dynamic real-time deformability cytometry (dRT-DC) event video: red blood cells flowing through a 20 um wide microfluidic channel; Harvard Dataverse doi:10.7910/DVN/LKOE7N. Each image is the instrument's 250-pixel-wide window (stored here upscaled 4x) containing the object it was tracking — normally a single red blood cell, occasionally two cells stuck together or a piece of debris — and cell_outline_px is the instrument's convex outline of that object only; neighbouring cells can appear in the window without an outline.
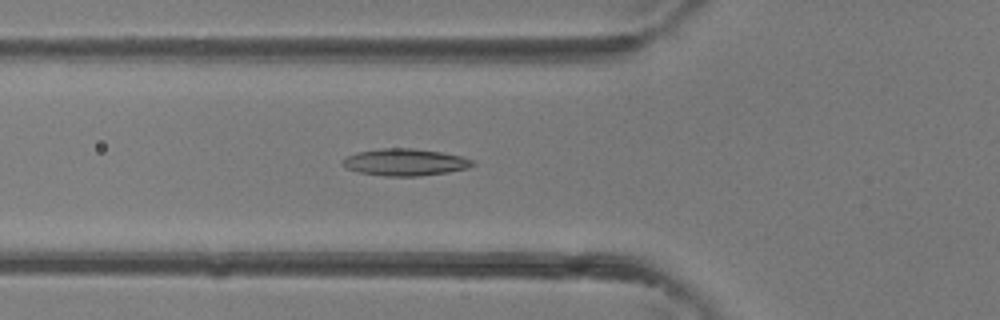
{"species": "common noctule bat (a hibernating species)", "species_latin": "Nyctalus noctula", "temperature_condition": "room temperature", "stored_images_in_passage": 36, "camera_frame_rate_fps": 3000, "um_per_image_px": 0.085, "animal": {"sex": "female"}, "frame": {"image": 1, "passage_image": 13, "time_ms": 4.0, "image_size_px": [1000, 320], "cell_outline_px": [[476, 164], [468, 168], [448, 172], [420, 176], [384, 176], [360, 172], [344, 168], [340, 164], [344, 156], [356, 152], [380, 148], [412, 148], [440, 152], [460, 156], [472, 160]], "centroid_in_image_um": [34.36, 13.78], "position_along_channel_um": 91.4, "area_um2": 20.58}}
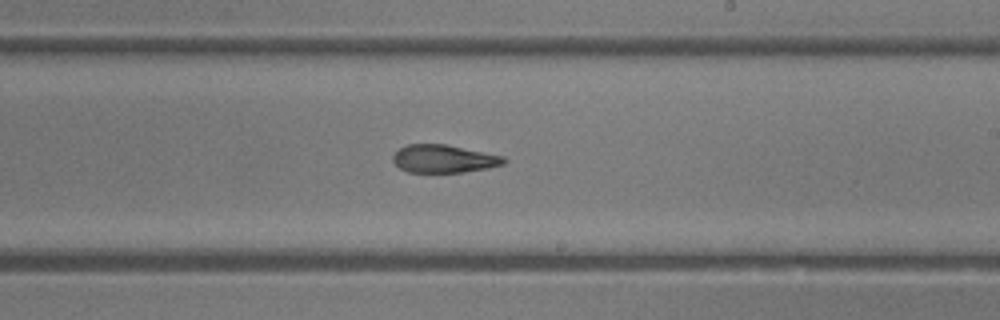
{"frame": {"image": 2, "passage_image": 22, "time_ms": 7.0, "image_size_px": [1000, 320], "cell_outline_px": [[508, 160], [504, 164], [488, 168], [464, 172], [408, 172], [400, 168], [392, 160], [392, 156], [400, 148], [408, 144], [444, 144], [504, 156]], "centroid_in_image_um": [37.74, 13.5], "position_along_channel_um": 251.3, "area_um2": 17.98}}
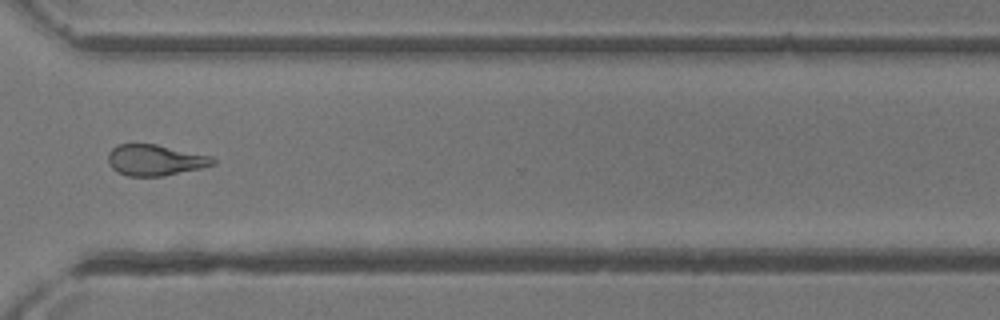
{"frame": {"image": 3, "passage_image": 28, "time_ms": 9.0, "image_size_px": [1000, 320], "cell_outline_px": [[216, 164], [200, 168], [164, 176], [128, 176], [116, 172], [108, 164], [108, 152], [112, 148], [120, 144], [156, 144], [212, 156], [216, 160]], "centroid_in_image_um": [13.18, 13.61], "position_along_channel_um": 357.4, "area_um2": 19.02}}